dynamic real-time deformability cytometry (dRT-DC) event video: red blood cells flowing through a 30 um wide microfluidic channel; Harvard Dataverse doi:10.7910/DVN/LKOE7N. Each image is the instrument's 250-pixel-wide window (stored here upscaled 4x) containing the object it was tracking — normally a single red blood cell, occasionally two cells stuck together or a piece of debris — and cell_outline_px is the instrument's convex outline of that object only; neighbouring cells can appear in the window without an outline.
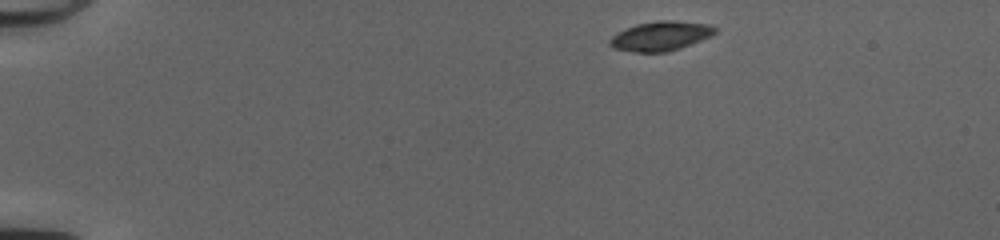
{"species": "common noctule bat (a hibernating species)", "species_latin": "Nyctalus noctula", "temperature_condition": "cold", "stored_images_in_passage": 43, "camera_frame_rate_fps": 3000, "um_per_image_px": 0.085, "animal": {"sex": "female", "body_mass_g": 20.0, "forearm_length_mm": 54.0}, "frame": {"image": 1, "passage_image": 1, "time_ms": 0.0, "image_size_px": [1000, 240], "cell_outline_px": [[716, 32], [700, 40], [680, 48], [668, 52], [636, 52], [612, 48], [608, 44], [608, 40], [616, 32], [636, 24], [656, 20], [672, 20], [708, 24], [716, 28]], "centroid_in_image_um": [56.09, 3.06], "position_along_channel_um": 28.9, "area_um2": 18.03}}
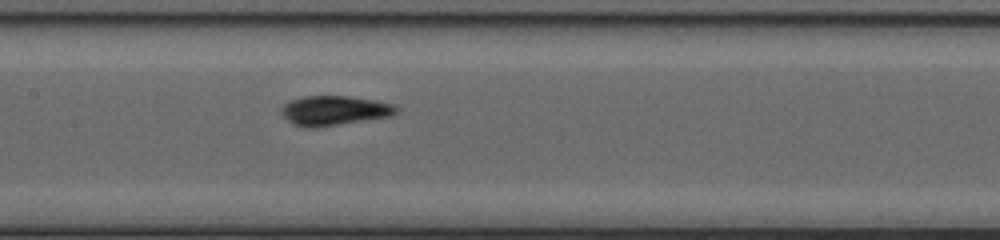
{"frame": {"image": 2, "passage_image": 19, "time_ms": 6.0, "image_size_px": [1000, 240], "cell_outline_px": [[400, 108], [392, 116], [316, 128], [304, 128], [292, 124], [280, 112], [280, 108], [288, 100], [304, 96], [348, 96], [376, 100], [396, 104]], "centroid_in_image_um": [28.41, 9.4], "position_along_channel_um": 179.0, "area_um2": 20.23}}
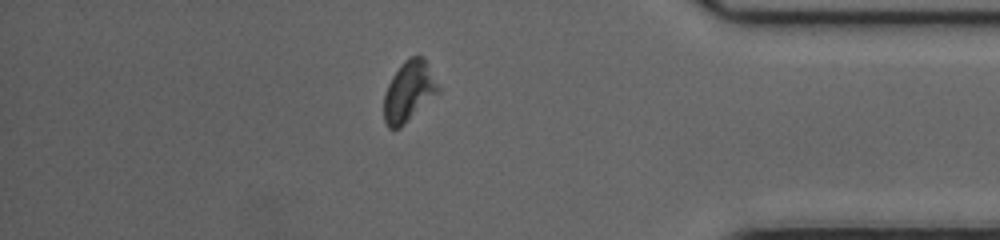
{"frame": {"image": 3, "passage_image": 37, "time_ms": 12.0, "image_size_px": [1000, 240], "cell_outline_px": [[440, 88], [400, 128], [388, 128], [384, 120], [384, 92], [392, 76], [400, 64], [408, 56], [424, 56]], "centroid_in_image_um": [34.71, 7.72], "position_along_channel_um": 400.5, "area_um2": 18.73}, "authors_computed_cell_mechanics": {"area_um2": 19.5364, "velocity_mm_per_s": 4.093, "shape_relaxation_time_tau1_ms": 1.9425, "shape_relaxation_time_tau2_ms": 2.7891, "deformation_change_tau1": 0.094, "deformation_change_tau2": 0.1036}}